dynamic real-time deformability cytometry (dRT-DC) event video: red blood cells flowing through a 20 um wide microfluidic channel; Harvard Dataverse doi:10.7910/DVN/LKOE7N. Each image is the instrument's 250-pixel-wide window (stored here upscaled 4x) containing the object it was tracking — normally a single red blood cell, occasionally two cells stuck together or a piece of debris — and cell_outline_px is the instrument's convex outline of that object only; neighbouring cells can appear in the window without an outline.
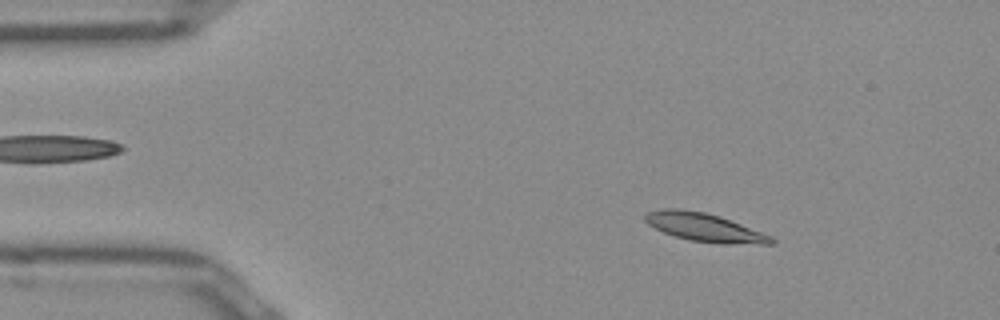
{"species": "Egyptian fruit bat (a non-hibernating species)", "species_latin": "Rousettus aegyptiacus", "temperature_condition": "room temperature", "stored_images_in_passage": 45, "camera_frame_rate_fps": 3000, "um_per_image_px": 0.085, "frame": {"image": 1, "passage_image": 1, "time_ms": 0.0, "image_size_px": [1000, 320], "cell_outline_px": [[776, 244], [728, 244], [688, 240], [664, 232], [648, 224], [644, 220], [644, 216], [648, 212], [664, 208], [676, 208], [704, 212], [720, 216], [772, 236], [776, 240]], "centroid_in_image_um": [59.91, 19.33], "position_along_channel_um": 25.1, "area_um2": 20.75}}
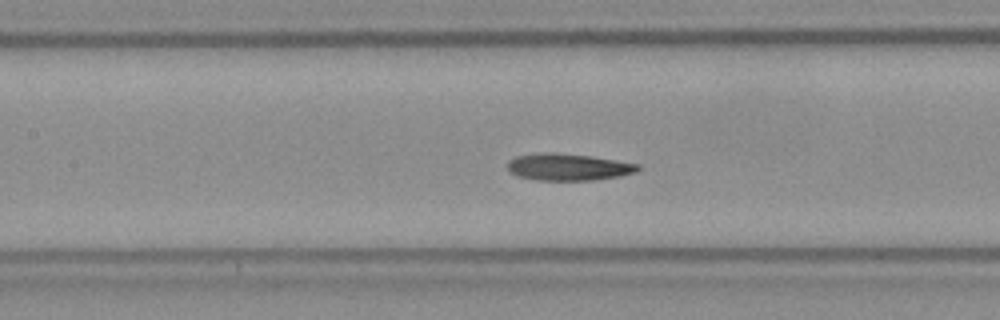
{"frame": {"image": 2, "passage_image": 16, "time_ms": 5.0, "image_size_px": [1000, 320], "cell_outline_px": [[640, 168], [636, 172], [620, 176], [592, 180], [536, 180], [516, 176], [508, 168], [508, 160], [516, 156], [540, 152], [556, 152], [592, 156], [640, 164]], "centroid_in_image_um": [48.3, 14.19], "position_along_channel_um": 159.1, "area_um2": 20.58}}
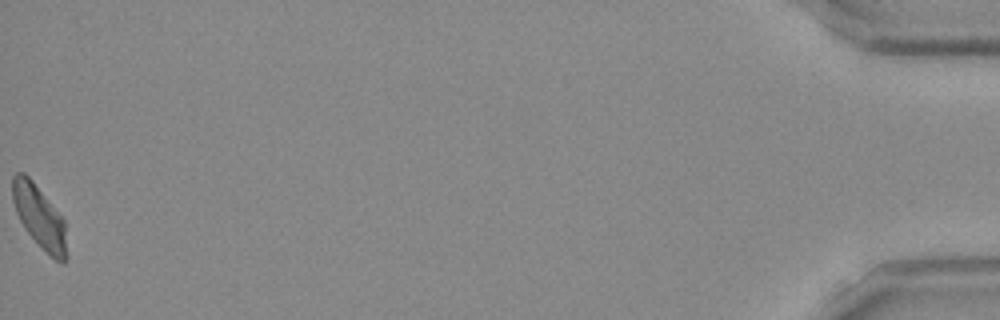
{"frame": {"image": 3, "passage_image": 45, "time_ms": 14.667, "image_size_px": [1000, 320], "cell_outline_px": [[68, 256], [64, 264], [60, 264], [24, 228], [16, 212], [12, 200], [12, 176], [16, 172], [24, 172], [32, 180], [64, 220]], "centroid_in_image_um": [3.35, 18.42], "position_along_channel_um": 431.9, "area_um2": 19.54}, "authors_computed_cell_mechanics": {"area_um2": 20.4034, "velocity_mm_per_s": 3.9152, "shape_relaxation_time_tau1_ms": 9.4735, "shape_relaxation_time_tau2_ms": 6.4255, "deformation_change_tau1": 0.2163, "deformation_change_tau2": 0.1354}}